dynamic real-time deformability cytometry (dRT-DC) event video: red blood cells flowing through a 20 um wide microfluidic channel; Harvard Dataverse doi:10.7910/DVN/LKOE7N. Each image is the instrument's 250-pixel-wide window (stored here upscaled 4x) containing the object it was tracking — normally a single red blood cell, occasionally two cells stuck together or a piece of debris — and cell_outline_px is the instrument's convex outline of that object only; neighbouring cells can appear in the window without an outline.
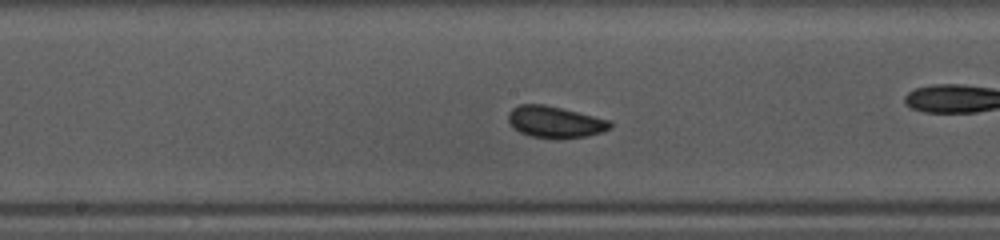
{"species": "common noctule bat (a hibernating species)", "species_latin": "Nyctalus noctula", "temperature_condition": "warm", "stored_images_in_passage": 34, "camera_frame_rate_fps": 3000, "um_per_image_px": 0.085, "animal": {"sex": "female", "body_mass_g": 10.0, "forearm_length_mm": 53.1}, "frame": {"image": 1, "passage_image": 10, "time_ms": 3.0, "image_size_px": [1000, 240], "cell_outline_px": [[612, 128], [588, 136], [560, 140], [556, 140], [532, 136], [520, 132], [512, 128], [508, 120], [508, 112], [512, 108], [520, 104], [544, 104], [608, 120], [612, 124]], "centroid_in_image_um": [47.14, 10.39], "position_along_channel_um": 201.1, "area_um2": 18.84}}